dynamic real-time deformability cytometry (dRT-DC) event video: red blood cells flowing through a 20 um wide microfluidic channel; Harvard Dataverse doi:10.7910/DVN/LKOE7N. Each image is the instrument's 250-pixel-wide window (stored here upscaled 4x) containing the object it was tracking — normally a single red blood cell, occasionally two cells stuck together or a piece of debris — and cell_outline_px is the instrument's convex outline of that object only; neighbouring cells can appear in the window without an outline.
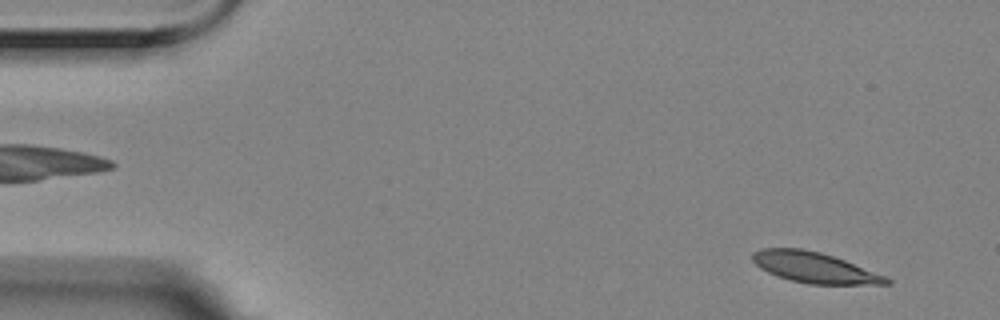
{"species": "Egyptian fruit bat (a non-hibernating species)", "species_latin": "Rousettus aegyptiacus", "temperature_condition": "room temperature", "stored_images_in_passage": 23, "camera_frame_rate_fps": 3000, "um_per_image_px": 0.085, "animal": {"sex": "female"}, "frame": {"image": 1, "passage_image": 3, "time_ms": 0.667, "image_size_px": [1000, 320], "cell_outline_px": [[892, 284], [808, 284], [776, 276], [760, 268], [752, 260], [752, 252], [760, 248], [800, 248], [820, 252], [844, 260], [884, 276], [892, 280]], "centroid_in_image_um": [69.17, 22.73], "position_along_channel_um": 15.8, "area_um2": 23.64}}
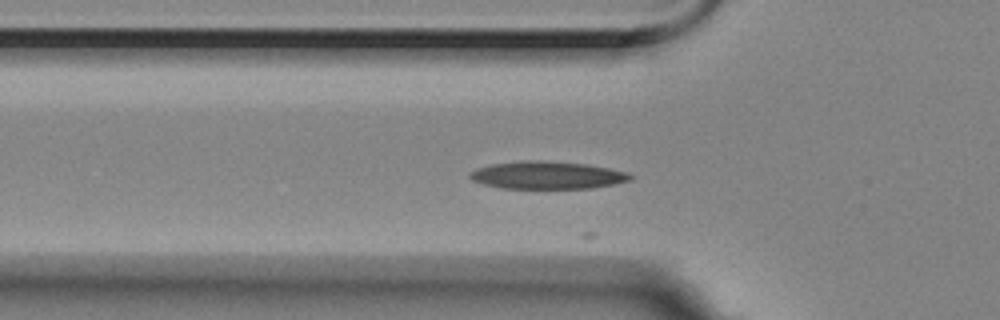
{"frame": {"image": 2, "passage_image": 17, "time_ms": 5.333, "image_size_px": [1000, 320], "cell_outline_px": [[632, 180], [592, 188], [500, 188], [484, 184], [472, 180], [468, 176], [468, 172], [476, 168], [492, 164], [520, 160], [540, 160], [584, 164], [608, 168], [628, 172], [632, 176]], "centroid_in_image_um": [46.47, 14.88], "position_along_channel_um": 79.3, "area_um2": 25.78}}
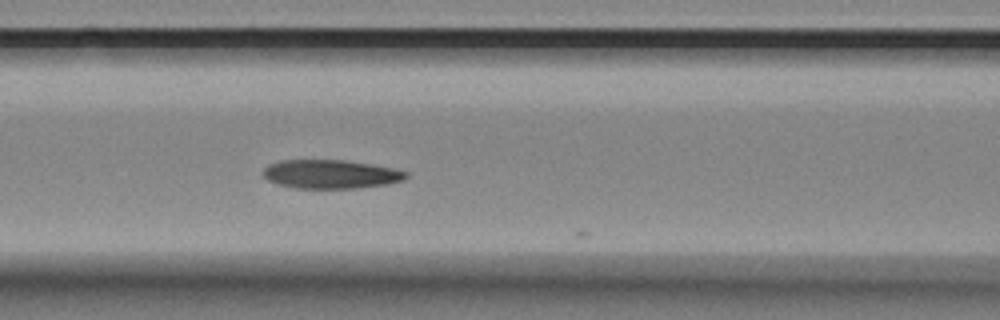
{"frame": {"image": 3, "passage_image": 22, "time_ms": 7.0, "image_size_px": [1000, 320], "cell_outline_px": [[408, 176], [404, 180], [388, 184], [360, 188], [296, 188], [276, 184], [268, 180], [264, 176], [264, 168], [268, 164], [280, 160], [344, 160], [372, 164], [392, 168], [408, 172]], "centroid_in_image_um": [28.12, 14.8], "position_along_channel_um": 138.5, "area_um2": 24.04}}